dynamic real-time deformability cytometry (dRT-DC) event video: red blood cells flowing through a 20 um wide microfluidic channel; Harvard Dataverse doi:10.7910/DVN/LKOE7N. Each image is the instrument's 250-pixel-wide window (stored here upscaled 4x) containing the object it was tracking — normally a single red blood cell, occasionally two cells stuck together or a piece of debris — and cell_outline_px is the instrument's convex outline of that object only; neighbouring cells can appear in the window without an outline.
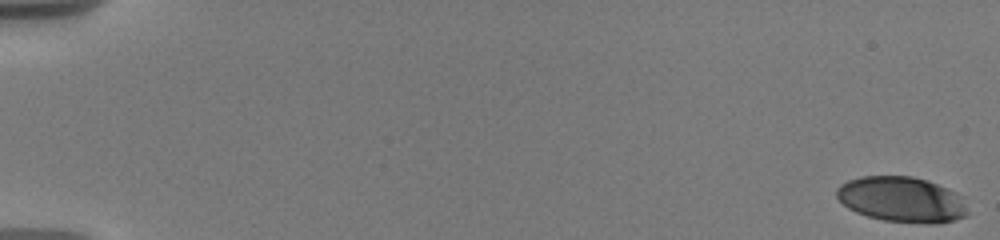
{"species": "human", "species_latin": "Homo sapiens", "temperature_condition": "warm", "stored_images_in_passage": 16, "camera_frame_rate_fps": 3000, "um_per_image_px": 0.085, "donor": {"sex": "male"}, "frame": {"image": 1, "passage_image": 1, "time_ms": 0.0, "image_size_px": [1000, 240], "cell_outline_px": [[968, 216], [956, 220], [936, 224], [924, 224], [884, 220], [868, 216], [856, 212], [848, 208], [836, 196], [836, 188], [840, 184], [848, 180], [860, 176], [912, 176], [928, 180], [948, 188], [956, 192], [964, 204], [968, 212]], "centroid_in_image_um": [76.65, 16.96], "position_along_channel_um": 8.3, "area_um2": 34.91}}
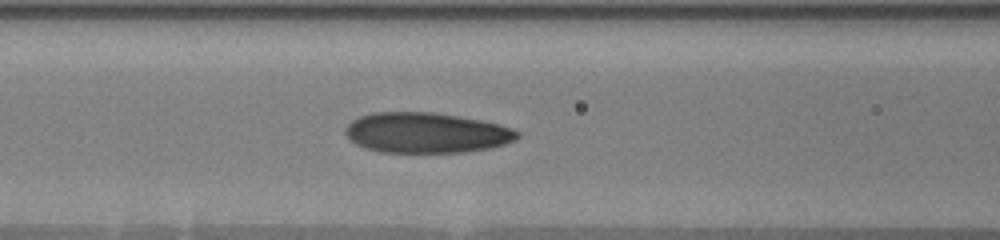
{"frame": {"image": 2, "passage_image": 14, "time_ms": 8.333, "image_size_px": [1000, 240], "cell_outline_px": [[520, 136], [516, 140], [492, 148], [464, 152], [380, 152], [364, 148], [348, 140], [344, 132], [344, 128], [352, 120], [360, 116], [372, 112], [432, 112], [484, 120], [500, 124], [512, 128], [520, 132]], "centroid_in_image_um": [36.23, 11.28], "position_along_channel_um": 130.4, "area_um2": 40.92}}
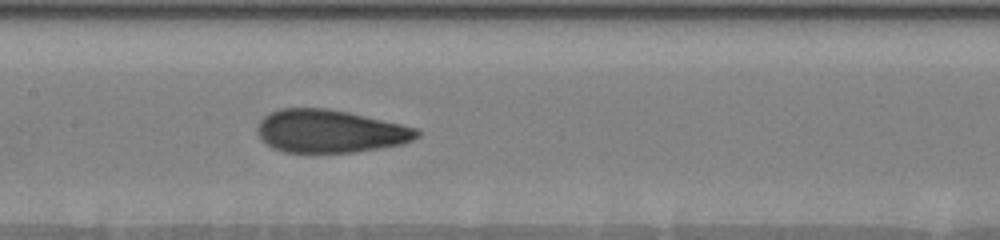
{"frame": {"image": 3, "passage_image": 16, "time_ms": 9.667, "image_size_px": [1000, 240], "cell_outline_px": [[420, 136], [404, 144], [384, 148], [356, 152], [284, 152], [272, 148], [260, 140], [256, 128], [260, 120], [264, 116], [280, 108], [328, 108], [348, 112], [420, 128]], "centroid_in_image_um": [28.07, 11.16], "position_along_channel_um": 179.3, "area_um2": 40.34}}